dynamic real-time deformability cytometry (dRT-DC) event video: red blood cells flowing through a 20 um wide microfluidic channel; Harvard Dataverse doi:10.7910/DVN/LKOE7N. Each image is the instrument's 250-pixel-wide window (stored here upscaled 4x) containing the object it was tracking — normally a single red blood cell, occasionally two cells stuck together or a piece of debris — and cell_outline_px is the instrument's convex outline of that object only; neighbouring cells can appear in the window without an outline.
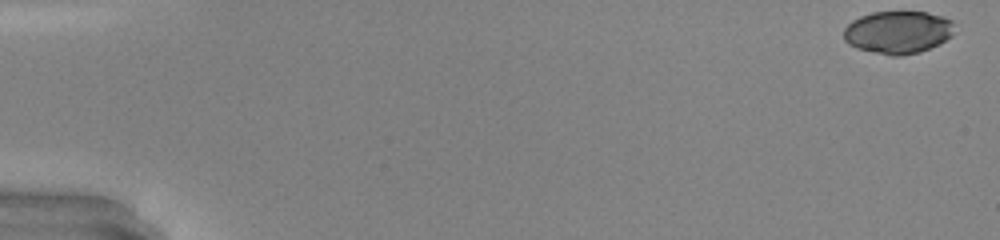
{"species": "common noctule bat (a hibernating species)", "species_latin": "Nyctalus noctula", "temperature_condition": "warm", "stored_images_in_passage": 11, "camera_frame_rate_fps": 3000, "um_per_image_px": 0.085, "animal": {"sex": "male", "body_mass_g": 20.0, "forearm_length_mm": 53.3}, "frame": {"image": 1, "passage_image": 1, "time_ms": 0.0, "image_size_px": [1000, 240], "cell_outline_px": [[952, 36], [940, 44], [920, 52], [900, 56], [892, 56], [856, 48], [848, 44], [844, 40], [844, 28], [852, 20], [860, 16], [872, 12], [928, 12], [944, 16], [952, 20]], "centroid_in_image_um": [76.32, 2.74], "position_along_channel_um": 8.7, "area_um2": 27.69}}